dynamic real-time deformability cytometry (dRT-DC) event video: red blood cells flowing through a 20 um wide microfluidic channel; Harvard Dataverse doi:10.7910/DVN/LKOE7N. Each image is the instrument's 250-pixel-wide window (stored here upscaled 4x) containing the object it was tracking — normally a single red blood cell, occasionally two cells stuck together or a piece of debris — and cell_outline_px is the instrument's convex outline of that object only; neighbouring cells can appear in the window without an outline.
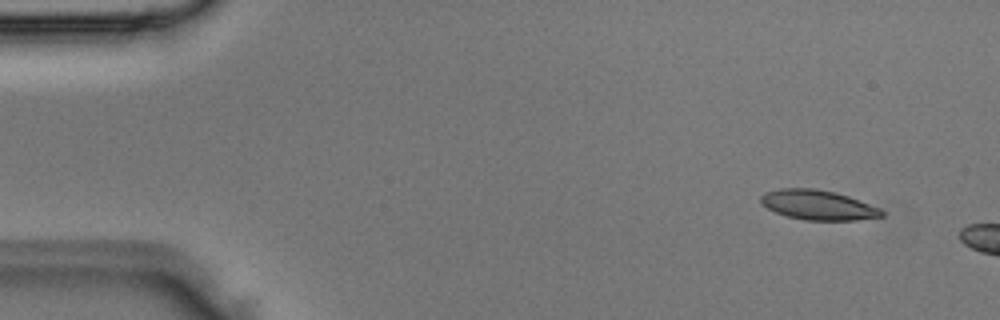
{"species": "Egyptian fruit bat (a non-hibernating species)", "species_latin": "Rousettus aegyptiacus", "temperature_condition": "room temperature", "stored_images_in_passage": 2, "camera_frame_rate_fps": 3000, "um_per_image_px": 0.085, "animal": {"sex": "male"}, "frame": {"image": 1, "passage_image": 1, "time_ms": 0.0, "image_size_px": [1000, 320], "cell_outline_px": [[884, 216], [856, 220], [804, 220], [788, 216], [776, 212], [760, 204], [760, 196], [764, 192], [780, 188], [816, 188], [848, 196], [880, 208], [884, 212]], "centroid_in_image_um": [69.5, 17.42], "position_along_channel_um": 15.5, "area_um2": 20.92}}